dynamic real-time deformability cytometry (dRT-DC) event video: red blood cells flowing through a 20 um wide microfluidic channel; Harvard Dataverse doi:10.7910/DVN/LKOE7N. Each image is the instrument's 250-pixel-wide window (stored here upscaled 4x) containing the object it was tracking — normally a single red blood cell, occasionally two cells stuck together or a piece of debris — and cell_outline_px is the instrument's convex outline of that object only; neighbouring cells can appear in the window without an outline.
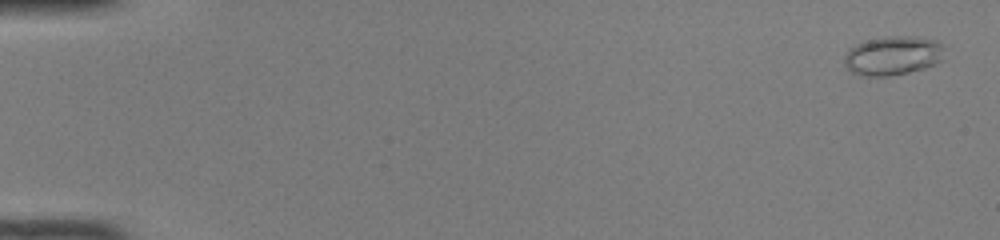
{"species": "common noctule bat (a hibernating species)", "species_latin": "Nyctalus noctula", "temperature_condition": "room temperature", "stored_images_in_passage": 50, "camera_frame_rate_fps": 3000, "um_per_image_px": 0.085, "animal": {"sex": "female", "body_mass_g": 22.0, "forearm_length_mm": 56.7}, "frame": {"image": 1, "passage_image": 2, "time_ms": 0.333, "image_size_px": [1000, 240], "cell_outline_px": [[944, 60], [924, 68], [908, 72], [888, 76], [856, 76], [844, 64], [844, 56], [848, 48], [856, 44], [868, 40], [884, 36], [916, 36], [936, 40], [944, 44]], "centroid_in_image_um": [75.91, 4.72], "position_along_channel_um": 9.1, "area_um2": 23.24}}
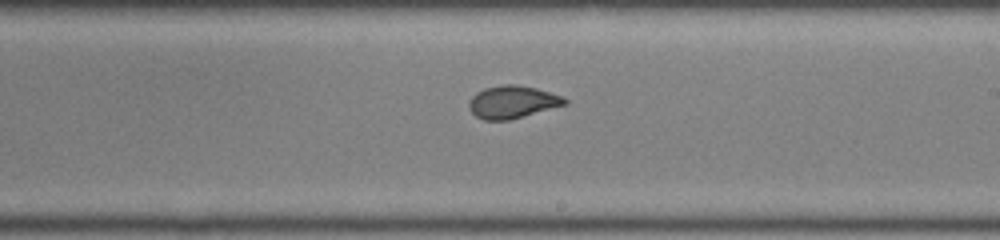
{"frame": {"image": 2, "passage_image": 31, "time_ms": 10.0, "image_size_px": [1000, 240], "cell_outline_px": [[568, 104], [508, 120], [484, 120], [476, 116], [468, 108], [468, 100], [476, 92], [484, 88], [500, 84], [516, 84], [536, 88], [560, 96], [568, 100]], "centroid_in_image_um": [43.51, 8.66], "position_along_channel_um": 245.5, "area_um2": 18.21}}
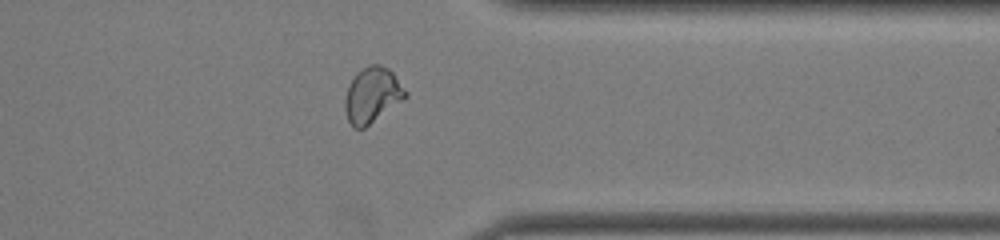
{"frame": {"image": 3, "passage_image": 41, "time_ms": 13.333, "image_size_px": [1000, 240], "cell_outline_px": [[408, 96], [404, 100], [364, 128], [352, 128], [348, 120], [344, 108], [344, 100], [348, 84], [356, 72], [368, 64], [380, 64], [388, 68], [392, 72], [408, 92]], "centroid_in_image_um": [31.63, 8.07], "position_along_channel_um": 379.8, "area_um2": 19.83}, "authors_computed_cell_mechanics": {"area_um2": 19.8543, "velocity_mm_per_s": 4.1092, "shape_relaxation_time_tau1_ms": null, "shape_relaxation_time_tau2_ms": 0.7662, "deformation_change_tau1": null, "deformation_change_tau2": 0.0558}}